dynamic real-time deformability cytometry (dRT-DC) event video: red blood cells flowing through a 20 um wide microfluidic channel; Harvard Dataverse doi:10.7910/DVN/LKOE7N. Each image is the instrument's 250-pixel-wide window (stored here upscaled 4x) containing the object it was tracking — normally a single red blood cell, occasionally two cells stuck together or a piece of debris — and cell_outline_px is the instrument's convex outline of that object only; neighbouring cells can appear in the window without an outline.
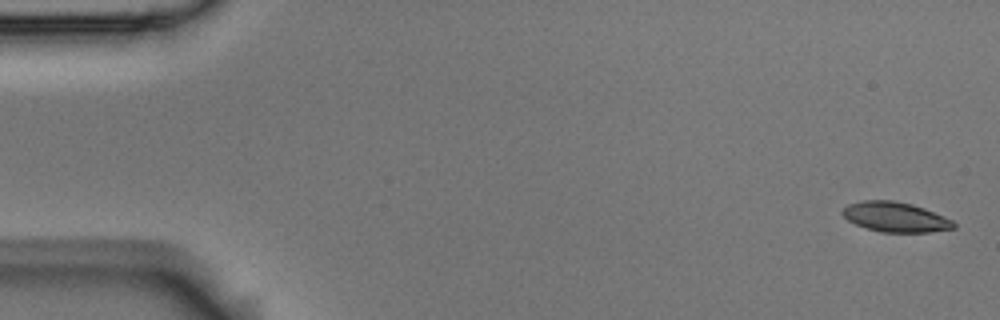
{"species": "Egyptian fruit bat (a non-hibernating species)", "species_latin": "Rousettus aegyptiacus", "temperature_condition": "room temperature", "stored_images_in_passage": 5, "camera_frame_rate_fps": 3000, "um_per_image_px": 0.085, "animal": {"sex": "male"}, "frame": {"image": 1, "passage_image": 1, "time_ms": 0.0, "image_size_px": [1000, 320], "cell_outline_px": [[956, 228], [928, 232], [880, 232], [856, 224], [848, 220], [840, 212], [848, 204], [860, 200], [892, 200], [912, 204], [924, 208], [944, 216], [952, 220], [956, 224]], "centroid_in_image_um": [76.11, 18.44], "position_along_channel_um": 8.9, "area_um2": 19.36}}
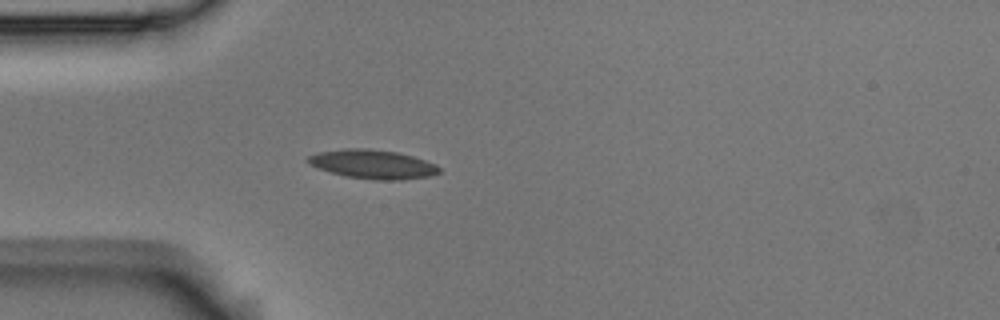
{"frame": {"image": 2, "passage_image": 5, "time_ms": 1.333, "image_size_px": [1000, 320], "cell_outline_px": [[440, 172], [432, 176], [400, 180], [376, 180], [344, 176], [316, 168], [308, 164], [304, 160], [308, 156], [316, 152], [344, 148], [364, 148], [396, 152], [412, 156], [436, 164], [440, 168]], "centroid_in_image_um": [31.63, 13.96], "position_along_channel_um": 53.4, "area_um2": 22.43}}